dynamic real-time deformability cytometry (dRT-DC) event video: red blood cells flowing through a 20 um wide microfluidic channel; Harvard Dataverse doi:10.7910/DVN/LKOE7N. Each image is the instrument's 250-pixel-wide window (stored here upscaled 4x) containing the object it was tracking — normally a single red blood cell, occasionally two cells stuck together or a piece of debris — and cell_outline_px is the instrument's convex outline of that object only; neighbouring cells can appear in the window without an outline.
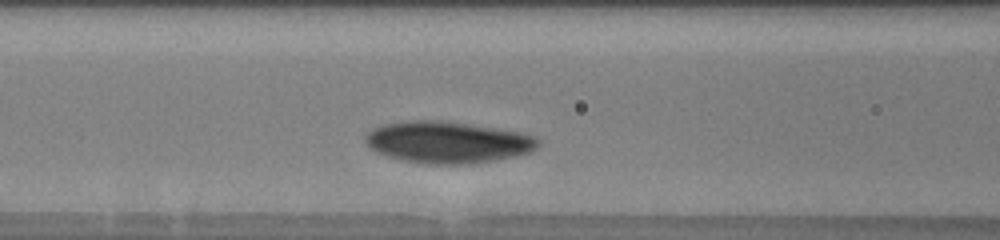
{"species": "human", "species_latin": "Homo sapiens", "temperature_condition": "warm", "stored_images_in_passage": 29, "camera_frame_rate_fps": 3000, "um_per_image_px": 0.085, "donor": {"sex": "male"}, "frame": {"image": 1, "passage_image": 5, "time_ms": 2.0, "image_size_px": [1000, 240], "cell_outline_px": [[540, 144], [532, 152], [516, 156], [468, 164], [424, 164], [400, 160], [376, 152], [368, 148], [364, 140], [368, 132], [372, 128], [384, 124], [404, 120], [440, 120], [496, 128], [520, 132], [536, 136], [540, 140]], "centroid_in_image_um": [38.03, 12.09], "position_along_channel_um": 128.6, "area_um2": 42.31}}
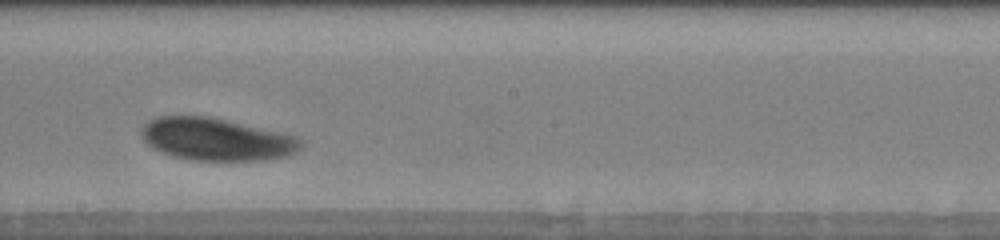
{"frame": {"image": 2, "passage_image": 11, "time_ms": 4.667, "image_size_px": [1000, 240], "cell_outline_px": [[304, 148], [288, 156], [268, 160], [192, 160], [172, 156], [152, 148], [140, 136], [140, 128], [148, 120], [156, 116], [208, 116], [284, 132], [296, 136], [304, 140]], "centroid_in_image_um": [18.43, 11.83], "position_along_channel_um": 229.8, "area_um2": 40.11}}
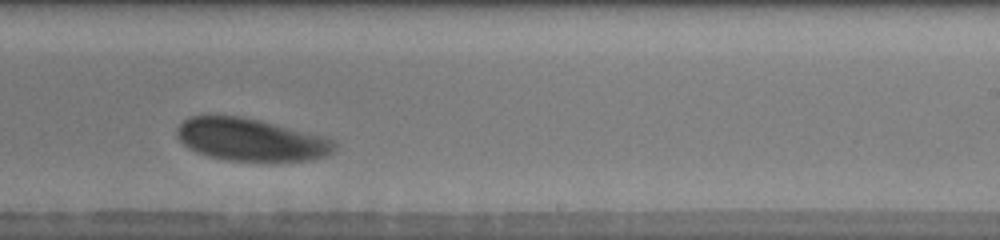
{"frame": {"image": 3, "passage_image": 14, "time_ms": 5.667, "image_size_px": [1000, 240], "cell_outline_px": [[336, 148], [328, 156], [312, 160], [272, 164], [264, 164], [224, 160], [208, 156], [196, 152], [188, 148], [176, 136], [176, 128], [184, 120], [192, 116], [240, 116], [260, 120], [324, 136], [336, 140]], "centroid_in_image_um": [21.38, 11.93], "position_along_channel_um": 267.6, "area_um2": 40.34}, "authors_computed_cell_mechanics": {"area_um2": 40.5756, "velocity_mm_per_s": 3.808, "shape_relaxation_time_tau1_ms": 1.214, "shape_relaxation_time_tau2_ms": null, "deformation_change_tau1": 0.0699, "deformation_change_tau2": null}}